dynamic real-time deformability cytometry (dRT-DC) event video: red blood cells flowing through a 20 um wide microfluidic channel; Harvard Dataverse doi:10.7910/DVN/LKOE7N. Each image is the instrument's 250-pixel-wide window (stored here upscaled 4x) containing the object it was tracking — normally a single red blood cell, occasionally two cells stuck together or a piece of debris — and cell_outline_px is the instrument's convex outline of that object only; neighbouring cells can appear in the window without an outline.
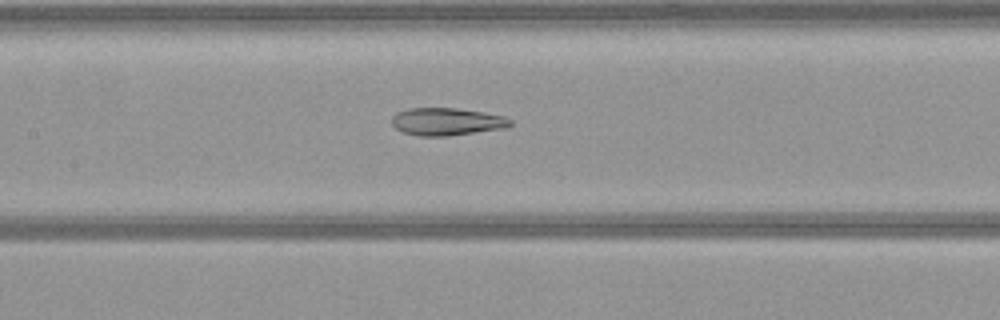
{"species": "common noctule bat (a hibernating species)", "species_latin": "Nyctalus noctula", "temperature_condition": "warm", "stored_images_in_passage": 52, "camera_frame_rate_fps": 3000, "um_per_image_px": 0.085, "animal": {"sex": "female", "body_mass_g": 21.9}, "frame": {"image": 1, "passage_image": 24, "time_ms": 7.667, "image_size_px": [1000, 320], "cell_outline_px": [[512, 124], [508, 128], [448, 136], [416, 136], [404, 132], [396, 128], [392, 124], [392, 116], [396, 112], [408, 108], [456, 108], [484, 112], [504, 116], [512, 120]], "centroid_in_image_um": [37.99, 10.34], "position_along_channel_um": 169.4, "area_um2": 19.25}}
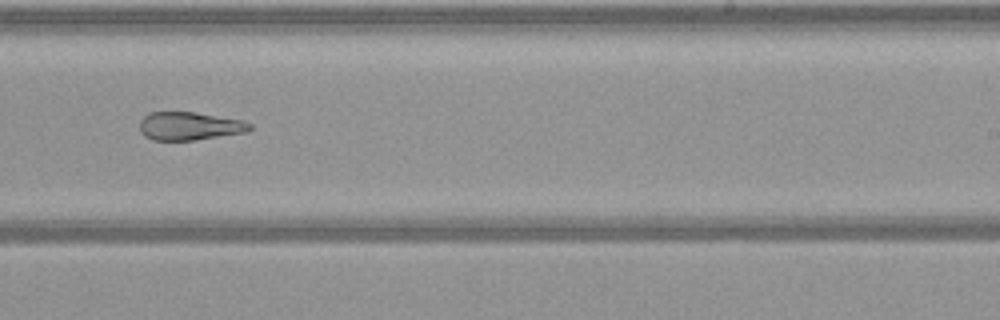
{"frame": {"image": 2, "passage_image": 32, "time_ms": 10.333, "image_size_px": [1000, 320], "cell_outline_px": [[252, 128], [248, 132], [196, 140], [152, 140], [144, 136], [140, 132], [140, 120], [148, 112], [196, 112], [244, 120], [252, 124]], "centroid_in_image_um": [16.13, 10.71], "position_along_channel_um": 272.9, "area_um2": 18.38}}
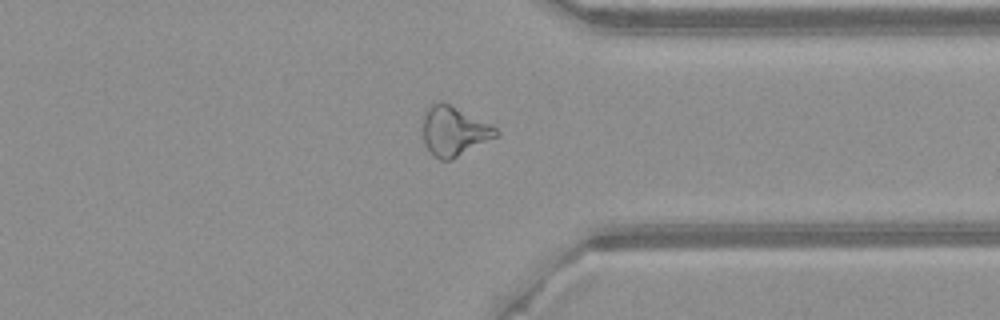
{"frame": {"image": 3, "passage_image": 40, "time_ms": 13.0, "image_size_px": [1000, 320], "cell_outline_px": [[500, 132], [496, 136], [452, 160], [440, 160], [424, 144], [424, 112], [436, 100], [440, 100], [492, 124]], "centroid_in_image_um": [38.59, 11.13], "position_along_channel_um": 372.8, "area_um2": 20.81}}